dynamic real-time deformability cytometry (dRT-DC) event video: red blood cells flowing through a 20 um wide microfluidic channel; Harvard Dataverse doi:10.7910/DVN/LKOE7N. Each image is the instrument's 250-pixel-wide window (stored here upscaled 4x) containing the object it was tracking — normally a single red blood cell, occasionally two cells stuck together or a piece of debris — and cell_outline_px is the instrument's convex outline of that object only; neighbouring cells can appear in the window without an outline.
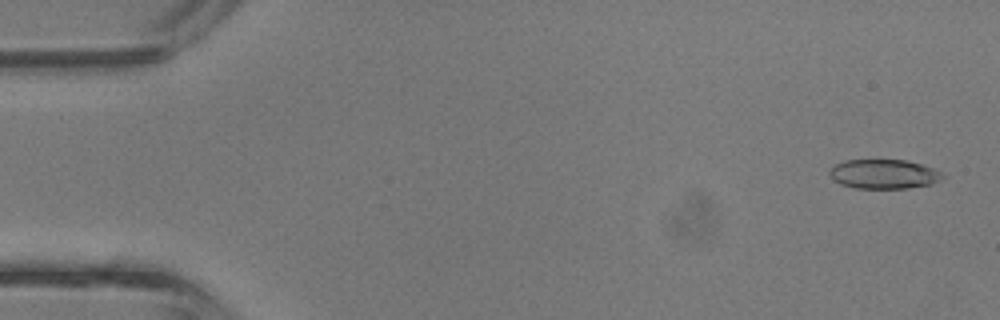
{"species": "common noctule bat (a hibernating species)", "species_latin": "Nyctalus noctula", "temperature_condition": "room temperature", "stored_images_in_passage": 3, "camera_frame_rate_fps": 3000, "um_per_image_px": 0.085, "animal": {"sex": "male", "body_mass_g": 13.3}, "frame": {"image": 1, "passage_image": 1, "time_ms": 0.0, "image_size_px": [1000, 320], "cell_outline_px": [[944, 176], [940, 180], [932, 184], [908, 188], [856, 188], [840, 184], [832, 180], [828, 172], [836, 164], [844, 160], [908, 160], [932, 168], [940, 172]], "centroid_in_image_um": [75.1, 14.8], "position_along_channel_um": 9.9, "area_um2": 19.31}}